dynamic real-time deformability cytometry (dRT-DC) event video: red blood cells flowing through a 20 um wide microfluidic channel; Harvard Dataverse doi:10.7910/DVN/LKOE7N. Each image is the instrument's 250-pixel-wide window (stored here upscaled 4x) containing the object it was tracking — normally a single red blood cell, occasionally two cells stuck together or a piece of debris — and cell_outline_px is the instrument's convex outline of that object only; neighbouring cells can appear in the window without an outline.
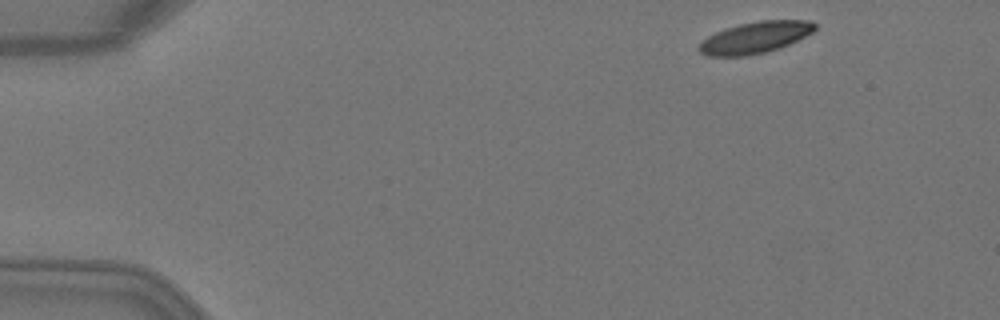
{"species": "Egyptian fruit bat (a non-hibernating species)", "species_latin": "Rousettus aegyptiacus", "temperature_condition": "warm", "stored_images_in_passage": 5, "camera_frame_rate_fps": 3000, "um_per_image_px": 0.085, "animal": {"sex": "female"}, "frame": {"image": 1, "passage_image": 1, "time_ms": 0.0, "image_size_px": [1000, 320], "cell_outline_px": [[816, 28], [812, 32], [780, 48], [764, 52], [744, 56], [708, 56], [700, 52], [696, 48], [708, 36], [716, 32], [740, 24], [760, 20], [812, 20], [816, 24]], "centroid_in_image_um": [64.19, 3.18], "position_along_channel_um": 20.8, "area_um2": 21.04}}
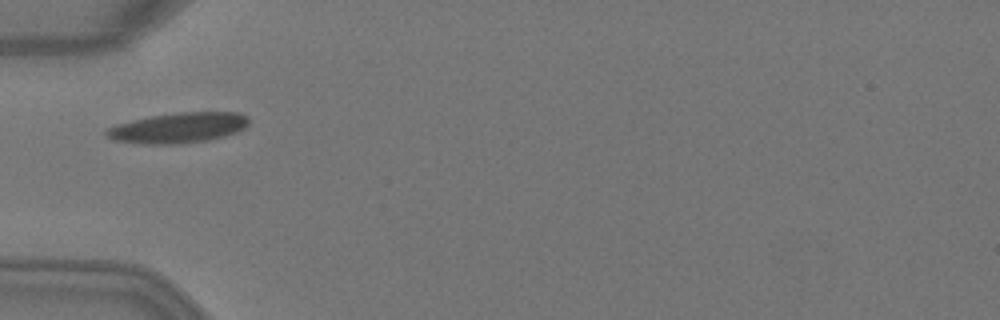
{"frame": {"image": 2, "passage_image": 4, "time_ms": 1.0, "image_size_px": [1000, 320], "cell_outline_px": [[248, 124], [244, 128], [236, 132], [224, 136], [208, 140], [176, 144], [144, 144], [112, 140], [104, 132], [108, 128], [116, 124], [132, 120], [152, 116], [180, 112], [240, 112], [248, 116]], "centroid_in_image_um": [15.16, 10.86], "position_along_channel_um": 69.8, "area_um2": 25.14}}